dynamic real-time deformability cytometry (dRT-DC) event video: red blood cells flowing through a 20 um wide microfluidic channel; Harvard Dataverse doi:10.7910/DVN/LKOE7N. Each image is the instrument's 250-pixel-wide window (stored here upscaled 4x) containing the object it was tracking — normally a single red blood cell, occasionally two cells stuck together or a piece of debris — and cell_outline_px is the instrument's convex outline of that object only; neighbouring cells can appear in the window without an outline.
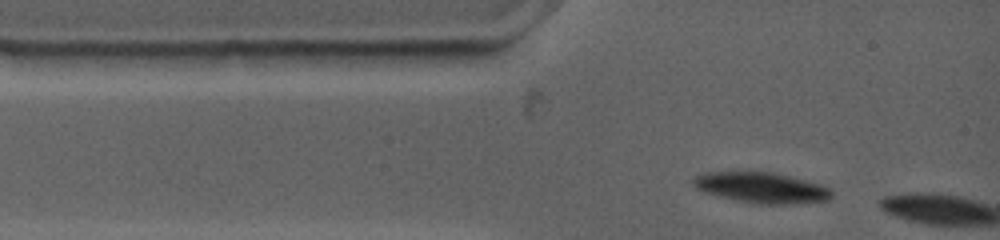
{"species": "common noctule bat (a hibernating species)", "species_latin": "Nyctalus noctula", "temperature_condition": "warm", "stored_images_in_passage": 2, "camera_frame_rate_fps": 4500, "um_per_image_px": 0.085, "animal": {"sex": "female", "body_mass_g": 19.0, "forearm_length_mm": 53.3}, "frame": {"image": 1, "passage_image": 1, "time_ms": 0.0, "image_size_px": [1000, 240], "cell_outline_px": [[832, 196], [828, 200], [792, 204], [752, 204], [704, 192], [696, 188], [692, 184], [692, 180], [696, 176], [704, 172], [772, 172], [820, 184], [832, 188]], "centroid_in_image_um": [64.73, 15.96], "position_along_channel_um": 20.3, "area_um2": 24.68}}